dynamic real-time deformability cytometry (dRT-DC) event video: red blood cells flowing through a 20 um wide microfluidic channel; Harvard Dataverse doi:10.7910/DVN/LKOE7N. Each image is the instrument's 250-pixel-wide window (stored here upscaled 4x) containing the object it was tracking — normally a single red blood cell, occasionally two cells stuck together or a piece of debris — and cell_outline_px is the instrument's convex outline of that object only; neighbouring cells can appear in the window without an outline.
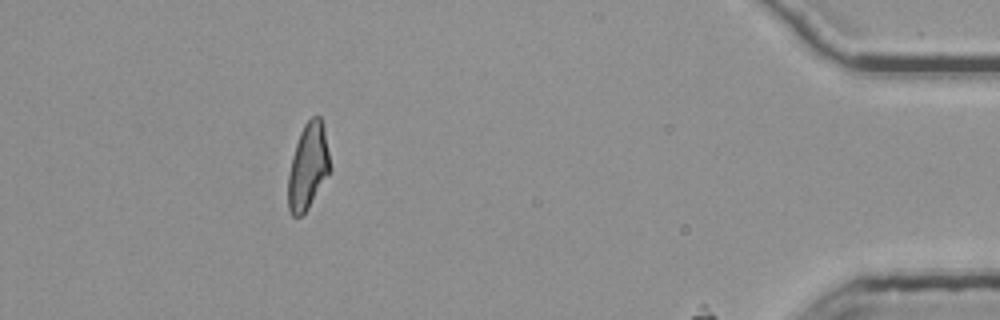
{"species": "common noctule bat (a hibernating species)", "species_latin": "Nyctalus noctula", "temperature_condition": "room temperature", "stored_images_in_passage": 39, "camera_frame_rate_fps": 3000, "um_per_image_px": 0.085, "animal": {"sex": "female", "body_mass_g": 25.1}, "frame": {"image": 1, "passage_image": 34, "time_ms": 11.0, "image_size_px": [1000, 320], "cell_outline_px": [[332, 168], [328, 176], [308, 208], [300, 216], [292, 216], [288, 208], [288, 172], [292, 156], [300, 132], [304, 124], [312, 116], [320, 116], [324, 124]], "centroid_in_image_um": [26.2, 14.12], "position_along_channel_um": 409.0, "area_um2": 21.27}}